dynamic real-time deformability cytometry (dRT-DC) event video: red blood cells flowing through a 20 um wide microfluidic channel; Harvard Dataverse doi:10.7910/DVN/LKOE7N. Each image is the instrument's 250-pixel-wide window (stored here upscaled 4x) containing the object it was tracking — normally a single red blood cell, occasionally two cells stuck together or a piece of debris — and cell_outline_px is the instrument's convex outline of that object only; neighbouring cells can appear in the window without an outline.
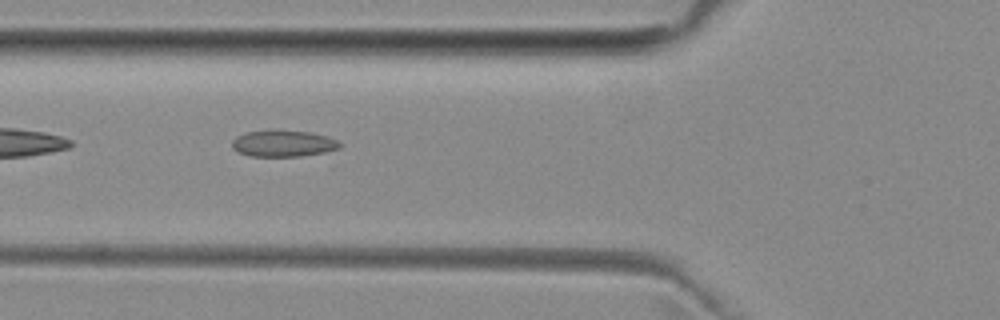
{"species": "common noctule bat (a hibernating species)", "species_latin": "Nyctalus noctula", "temperature_condition": "room temperature", "stored_images_in_passage": 7, "camera_frame_rate_fps": 3000, "um_per_image_px": 0.085, "animal": {"sex": "female", "body_mass_g": 29.2, "forearm_length_mm": 56.3}, "frame": {"image": 1, "passage_image": 5, "time_ms": 4.667, "image_size_px": [1000, 320], "cell_outline_px": [[340, 148], [324, 152], [300, 156], [248, 156], [236, 152], [232, 148], [232, 140], [236, 136], [248, 132], [312, 132], [328, 136], [336, 140], [340, 144]], "centroid_in_image_um": [24.05, 12.23], "position_along_channel_um": 101.7, "area_um2": 16.13}}
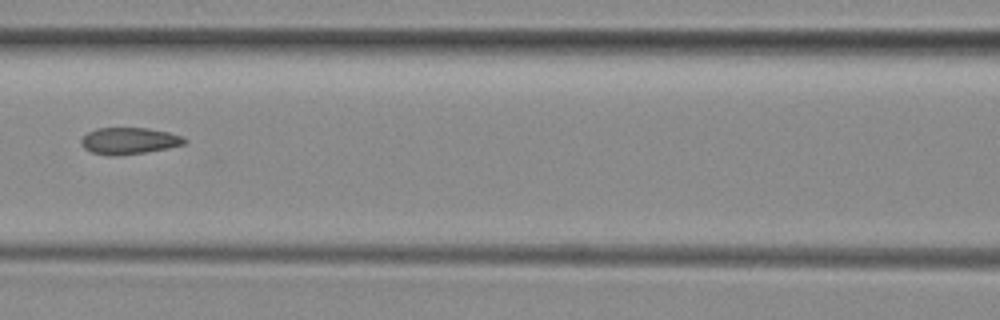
{"frame": {"image": 2, "passage_image": 6, "time_ms": 6.0, "image_size_px": [1000, 320], "cell_outline_px": [[188, 140], [184, 144], [144, 152], [112, 156], [92, 152], [84, 148], [80, 144], [80, 140], [88, 132], [96, 128], [148, 128], [168, 132], [180, 136]], "centroid_in_image_um": [10.93, 11.96], "position_along_channel_um": 155.7, "area_um2": 15.78}}
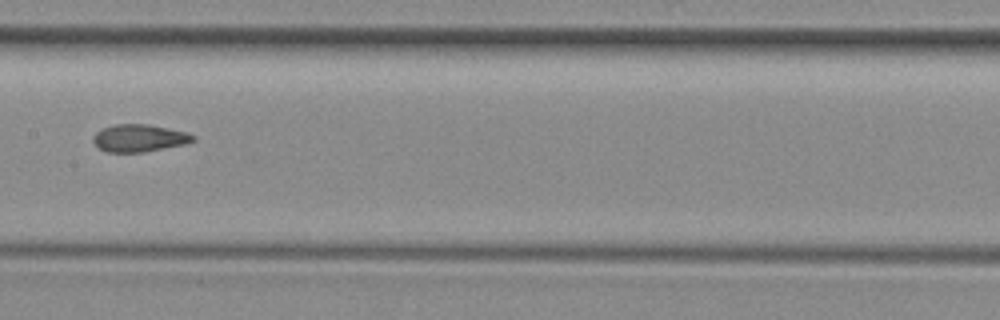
{"frame": {"image": 3, "passage_image": 7, "time_ms": 7.0, "image_size_px": [1000, 320], "cell_outline_px": [[196, 140], [184, 144], [144, 152], [108, 152], [100, 148], [92, 140], [92, 136], [96, 132], [104, 128], [116, 124], [148, 124], [188, 132], [196, 136]], "centroid_in_image_um": [11.86, 11.73], "position_along_channel_um": 195.5, "area_um2": 15.9}}